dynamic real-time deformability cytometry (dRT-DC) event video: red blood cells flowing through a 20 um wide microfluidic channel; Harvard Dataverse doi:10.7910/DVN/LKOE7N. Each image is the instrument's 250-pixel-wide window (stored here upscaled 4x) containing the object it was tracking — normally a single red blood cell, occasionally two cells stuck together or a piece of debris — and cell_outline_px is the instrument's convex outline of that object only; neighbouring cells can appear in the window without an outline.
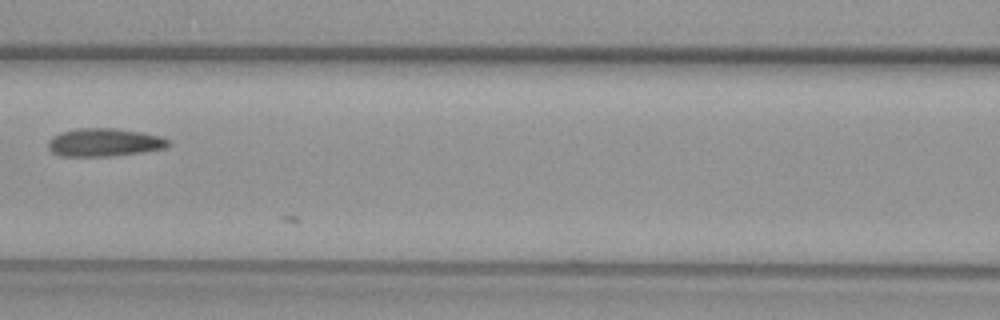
{"species": "common noctule bat (a hibernating species)", "species_latin": "Nyctalus noctula", "temperature_condition": "warm", "stored_images_in_passage": 6, "camera_frame_rate_fps": 3000, "um_per_image_px": 0.085, "animal": {"sex": "female", "body_mass_g": 29.2, "forearm_length_mm": 56.3}, "frame": {"image": 1, "passage_image": 5, "time_ms": 1.333, "image_size_px": [1000, 320], "cell_outline_px": [[172, 144], [168, 148], [112, 156], [60, 156], [52, 152], [48, 148], [48, 140], [52, 136], [60, 132], [76, 128], [116, 128], [140, 132], [160, 136], [168, 140]], "centroid_in_image_um": [8.85, 12.1], "position_along_channel_um": 157.7, "area_um2": 19.83}}